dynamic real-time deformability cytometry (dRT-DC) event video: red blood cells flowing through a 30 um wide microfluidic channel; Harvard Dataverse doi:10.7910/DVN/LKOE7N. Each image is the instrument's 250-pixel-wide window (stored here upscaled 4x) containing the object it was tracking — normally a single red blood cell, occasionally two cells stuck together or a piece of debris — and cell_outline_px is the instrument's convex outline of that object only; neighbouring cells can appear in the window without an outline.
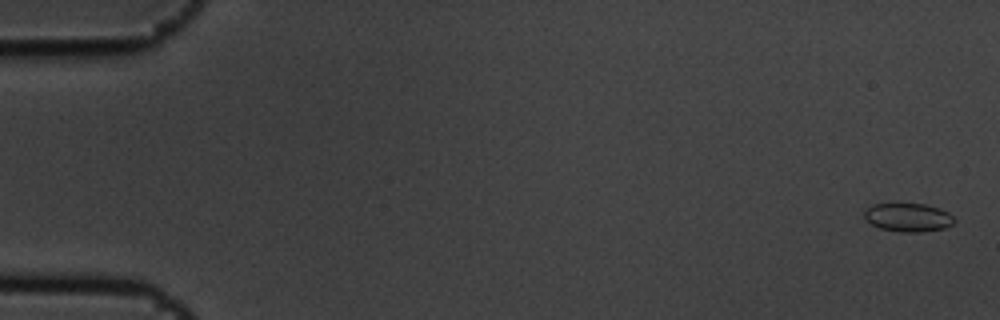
{"species": "common noctule bat (a hibernating species)", "species_latin": "Nyctalus noctula", "temperature_condition": "cold", "stored_images_in_passage": 11, "camera_frame_rate_fps": 3000, "um_per_image_px": 0.085, "animal": {"sex": "male", "body_mass_g": 19.5, "forearm_length_mm": 54.6}, "frame": {"image": 1, "passage_image": 1, "time_ms": 0.0, "image_size_px": [1000, 320], "cell_outline_px": [[956, 220], [952, 224], [944, 228], [920, 232], [900, 232], [880, 228], [872, 224], [864, 216], [864, 212], [872, 204], [924, 204], [940, 208], [948, 212]], "centroid_in_image_um": [77.21, 18.48], "position_along_channel_um": 7.8, "area_um2": 14.8}}
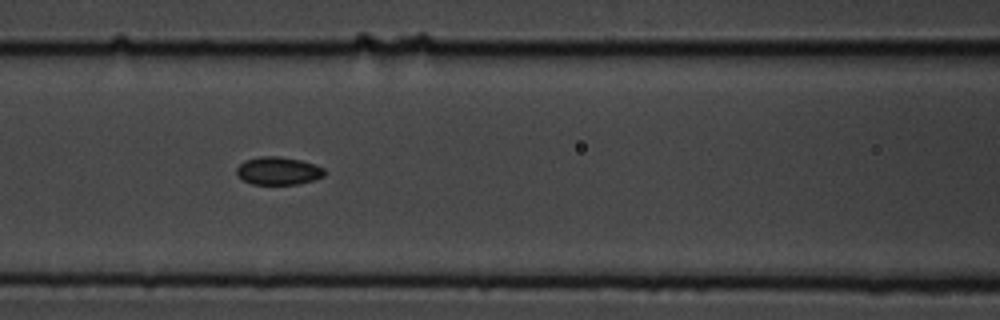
{"frame": {"image": 2, "passage_image": 7, "time_ms": 2.0, "image_size_px": [1000, 320], "cell_outline_px": [[324, 176], [316, 180], [296, 184], [252, 184], [236, 176], [236, 168], [244, 160], [260, 156], [280, 156], [300, 160], [316, 164], [324, 168]], "centroid_in_image_um": [23.65, 14.52], "position_along_channel_um": 143.0, "area_um2": 14.45}}
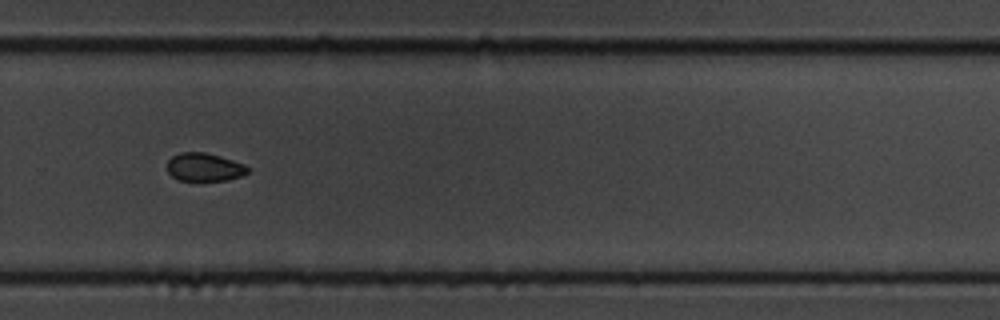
{"frame": {"image": 3, "passage_image": 11, "time_ms": 3.333, "image_size_px": [1000, 320], "cell_outline_px": [[248, 172], [240, 176], [228, 180], [180, 180], [172, 176], [168, 172], [168, 160], [172, 156], [180, 152], [204, 152], [220, 156], [244, 164], [248, 168]], "centroid_in_image_um": [17.36, 14.2], "position_along_channel_um": 312.4, "area_um2": 13.06}}